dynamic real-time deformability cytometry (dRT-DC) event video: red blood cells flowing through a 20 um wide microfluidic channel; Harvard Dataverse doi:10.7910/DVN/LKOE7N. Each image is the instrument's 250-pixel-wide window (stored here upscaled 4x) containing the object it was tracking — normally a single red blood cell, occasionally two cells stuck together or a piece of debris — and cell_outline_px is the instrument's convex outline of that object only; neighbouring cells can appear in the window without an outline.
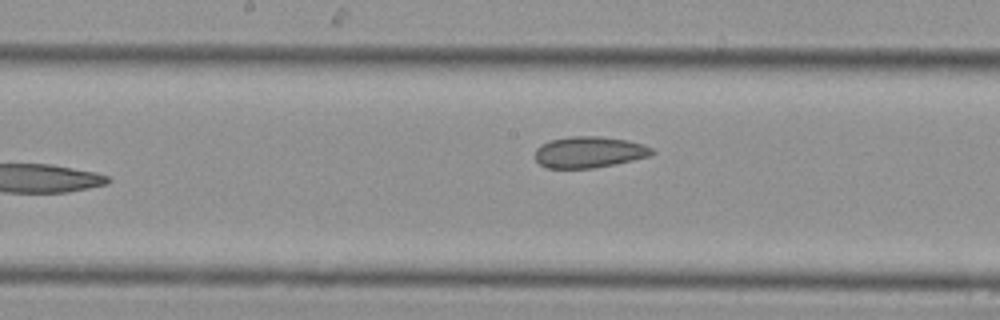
{"species": "Egyptian fruit bat (a non-hibernating species)", "species_latin": "Rousettus aegyptiacus", "temperature_condition": "cold", "stored_images_in_passage": 16, "camera_frame_rate_fps": 3000, "um_per_image_px": 0.085, "animal": {"sex": "female"}, "frame": {"image": 1, "passage_image": 16, "time_ms": 5.0, "image_size_px": [1000, 320], "cell_outline_px": [[656, 152], [652, 156], [616, 164], [592, 168], [544, 168], [536, 160], [536, 148], [552, 140], [572, 136], [600, 136], [628, 140], [644, 144], [652, 148]], "centroid_in_image_um": [50.14, 12.94], "position_along_channel_um": 198.1, "area_um2": 21.39}}